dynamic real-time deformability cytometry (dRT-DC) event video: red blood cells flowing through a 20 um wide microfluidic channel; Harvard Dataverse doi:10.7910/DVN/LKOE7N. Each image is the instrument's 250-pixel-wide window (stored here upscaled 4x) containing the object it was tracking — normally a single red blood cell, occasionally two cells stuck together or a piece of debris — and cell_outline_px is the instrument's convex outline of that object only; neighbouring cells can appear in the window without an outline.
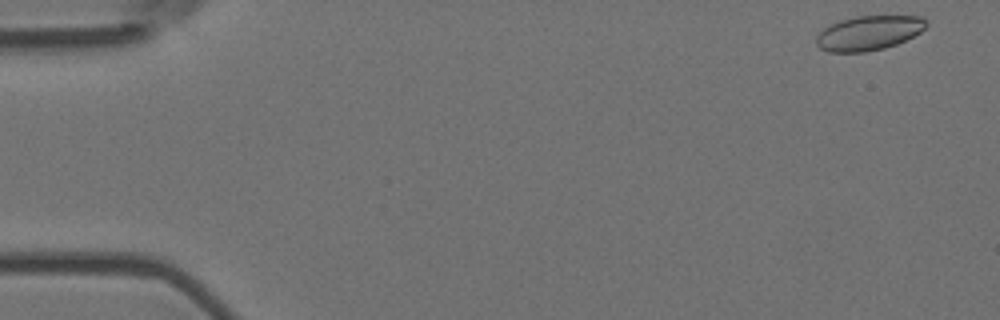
{"species": "Egyptian fruit bat (a non-hibernating species)", "species_latin": "Rousettus aegyptiacus", "temperature_condition": "room temperature", "stored_images_in_passage": 55, "camera_frame_rate_fps": 3000, "um_per_image_px": 0.085, "animal": {"sex": "female"}, "frame": {"image": 1, "passage_image": 2, "time_ms": 0.333, "image_size_px": [1000, 320], "cell_outline_px": [[928, 24], [920, 32], [896, 44], [884, 48], [864, 52], [828, 52], [820, 48], [816, 44], [816, 36], [824, 28], [840, 20], [856, 16], [920, 16]], "centroid_in_image_um": [73.81, 2.81], "position_along_channel_um": 11.2, "area_um2": 21.91}}
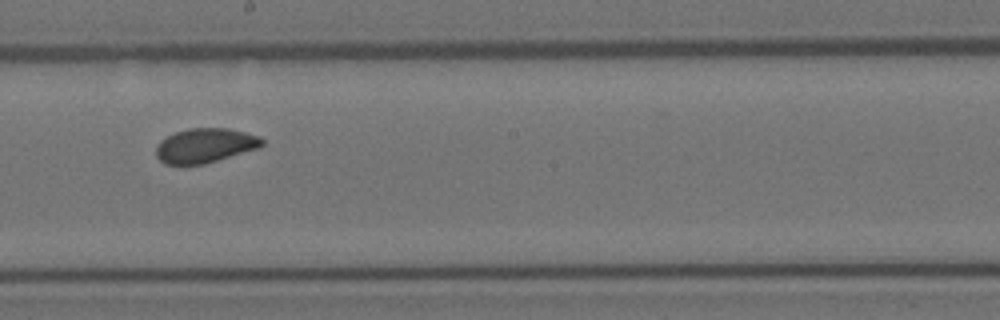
{"frame": {"image": 2, "passage_image": 31, "time_ms": 10.0, "image_size_px": [1000, 320], "cell_outline_px": [[264, 144], [260, 148], [204, 164], [164, 164], [156, 156], [156, 144], [160, 140], [176, 132], [188, 128], [228, 128], [260, 136], [264, 140]], "centroid_in_image_um": [17.45, 12.36], "position_along_channel_um": 230.8, "area_um2": 21.39}}
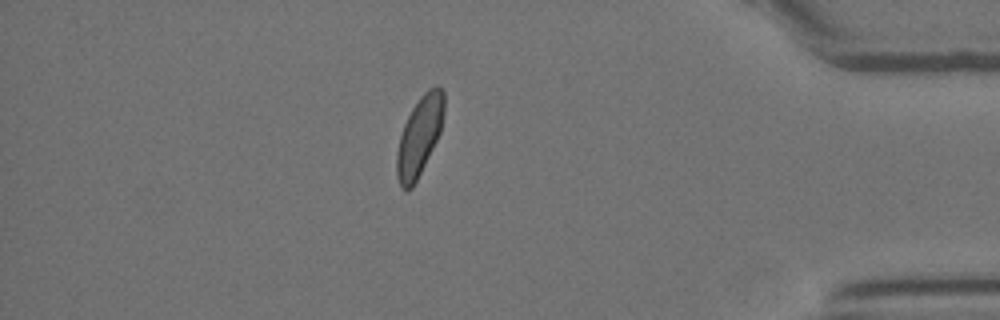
{"frame": {"image": 3, "passage_image": 48, "time_ms": 15.667, "image_size_px": [1000, 320], "cell_outline_px": [[444, 112], [440, 132], [412, 188], [400, 188], [396, 176], [396, 152], [400, 136], [404, 124], [412, 108], [420, 96], [428, 88], [436, 84], [444, 92]], "centroid_in_image_um": [35.63, 11.53], "position_along_channel_um": 399.6, "area_um2": 21.56}, "authors_computed_cell_mechanics": {"area_um2": 21.9062, "velocity_mm_per_s": 3.6342, "shape_relaxation_time_tau1_ms": 5.7757, "shape_relaxation_time_tau2_ms": 1.589, "deformation_change_tau1": 0.0924, "deformation_change_tau2": 0.0473}}